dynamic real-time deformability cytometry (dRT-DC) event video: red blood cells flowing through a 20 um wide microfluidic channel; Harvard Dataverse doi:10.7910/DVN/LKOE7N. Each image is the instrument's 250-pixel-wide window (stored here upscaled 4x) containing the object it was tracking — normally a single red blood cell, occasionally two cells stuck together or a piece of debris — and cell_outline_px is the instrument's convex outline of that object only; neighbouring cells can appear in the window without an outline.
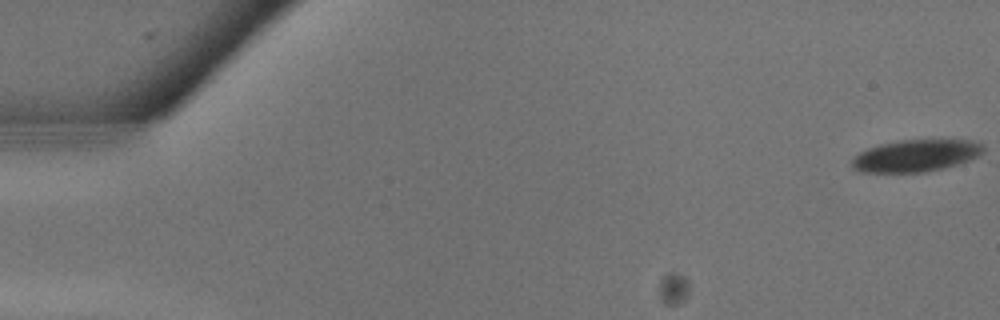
{"species": "common noctule bat (a hibernating species)", "species_latin": "Nyctalus noctula", "temperature_condition": "warm", "stored_images_in_passage": 9, "camera_frame_rate_fps": 3000, "um_per_image_px": 0.085, "animal": {"sex": "male", "body_mass_g": 13.3}, "frame": {"image": 1, "passage_image": 1, "time_ms": 0.0, "image_size_px": [1000, 320], "cell_outline_px": [[984, 152], [968, 160], [944, 168], [924, 172], [856, 172], [852, 168], [852, 160], [860, 152], [868, 148], [880, 144], [900, 140], [980, 140], [984, 144]], "centroid_in_image_um": [77.86, 13.22], "position_along_channel_um": 7.1, "area_um2": 24.57}}